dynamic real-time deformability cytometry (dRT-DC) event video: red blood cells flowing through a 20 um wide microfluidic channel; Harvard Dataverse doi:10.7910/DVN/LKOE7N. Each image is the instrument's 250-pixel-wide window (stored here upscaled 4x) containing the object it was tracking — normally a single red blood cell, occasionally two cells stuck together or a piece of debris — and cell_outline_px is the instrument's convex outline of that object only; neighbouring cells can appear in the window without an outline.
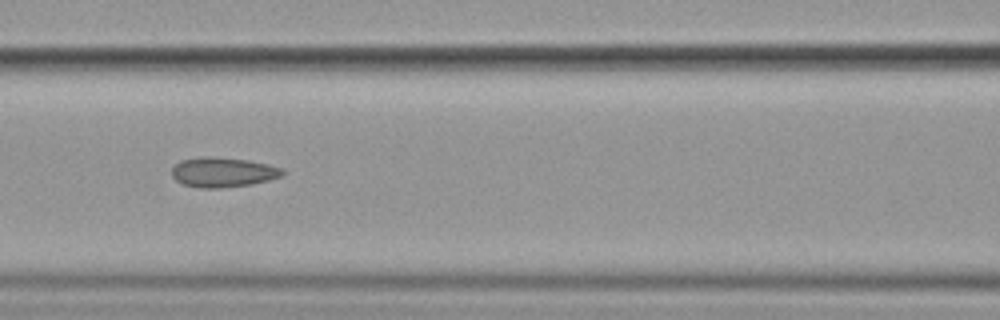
{"species": "common noctule bat (a hibernating species)", "species_latin": "Nyctalus noctula", "temperature_condition": "cold", "stored_images_in_passage": 11, "camera_frame_rate_fps": 3000, "um_per_image_px": 0.085, "animal": {"sex": "female", "body_mass_g": 19.9}, "frame": {"image": 1, "passage_image": 7, "time_ms": 8.0, "image_size_px": [1000, 320], "cell_outline_px": [[288, 172], [284, 176], [252, 184], [220, 188], [200, 188], [184, 184], [176, 180], [172, 176], [172, 168], [180, 160], [200, 156], [208, 156], [248, 160], [268, 164], [284, 168]], "centroid_in_image_um": [19.0, 14.63], "position_along_channel_um": 147.6, "area_um2": 19.48}}
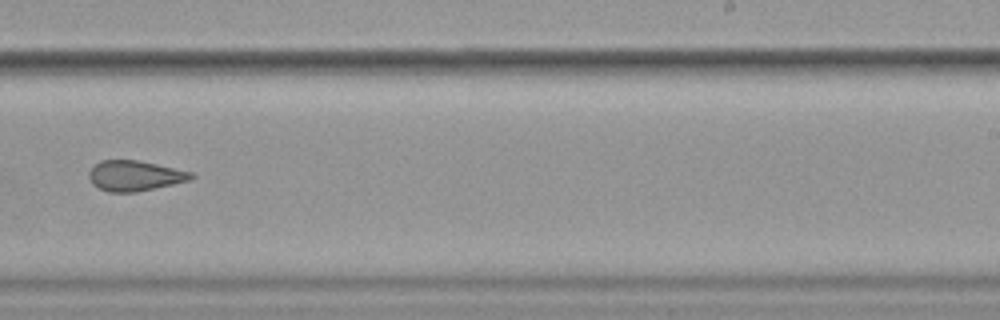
{"frame": {"image": 2, "passage_image": 10, "time_ms": 11.667, "image_size_px": [1000, 320], "cell_outline_px": [[196, 176], [188, 180], [172, 184], [136, 192], [108, 192], [92, 184], [88, 176], [88, 172], [100, 160], [136, 160], [156, 164], [192, 172]], "centroid_in_image_um": [11.43, 14.94], "position_along_channel_um": 277.6, "area_um2": 17.86}}
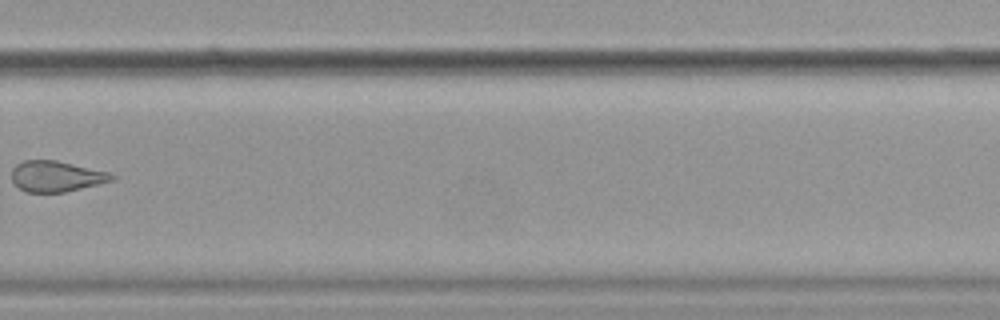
{"frame": {"image": 3, "passage_image": 11, "time_ms": 13.0, "image_size_px": [1000, 320], "cell_outline_px": [[116, 176], [112, 180], [64, 192], [28, 192], [20, 188], [12, 180], [12, 168], [16, 164], [24, 160], [56, 160], [108, 172]], "centroid_in_image_um": [4.74, 14.97], "position_along_channel_um": 325.1, "area_um2": 17.63}}